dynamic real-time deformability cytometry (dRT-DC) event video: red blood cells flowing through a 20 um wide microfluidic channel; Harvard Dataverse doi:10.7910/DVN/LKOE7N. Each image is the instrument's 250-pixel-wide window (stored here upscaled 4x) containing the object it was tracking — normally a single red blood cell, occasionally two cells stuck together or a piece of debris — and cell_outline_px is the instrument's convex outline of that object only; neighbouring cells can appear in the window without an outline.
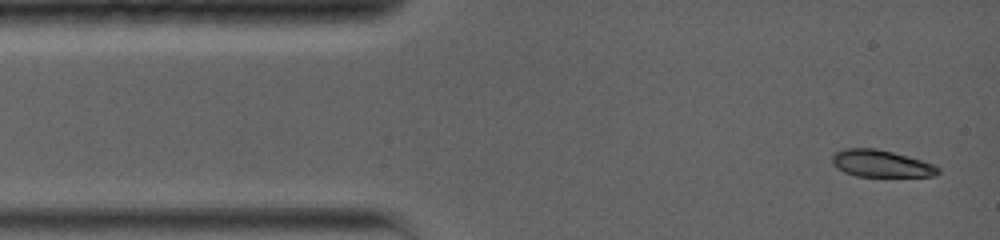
{"species": "common noctule bat (a hibernating species)", "species_latin": "Nyctalus noctula", "temperature_condition": "warm", "stored_images_in_passage": 3, "camera_frame_rate_fps": 5000, "um_per_image_px": 0.085, "animal": {"sex": "female", "body_mass_g": 19.0, "forearm_length_mm": 56.7}, "frame": {"image": 1, "passage_image": 1, "time_ms": 0.0, "image_size_px": [1000, 240], "cell_outline_px": [[940, 172], [936, 176], [856, 176], [844, 172], [836, 168], [832, 164], [832, 156], [836, 152], [844, 148], [876, 148], [892, 152], [936, 164], [940, 168]], "centroid_in_image_um": [74.9, 13.9], "position_along_channel_um": 10.1, "area_um2": 16.76}}